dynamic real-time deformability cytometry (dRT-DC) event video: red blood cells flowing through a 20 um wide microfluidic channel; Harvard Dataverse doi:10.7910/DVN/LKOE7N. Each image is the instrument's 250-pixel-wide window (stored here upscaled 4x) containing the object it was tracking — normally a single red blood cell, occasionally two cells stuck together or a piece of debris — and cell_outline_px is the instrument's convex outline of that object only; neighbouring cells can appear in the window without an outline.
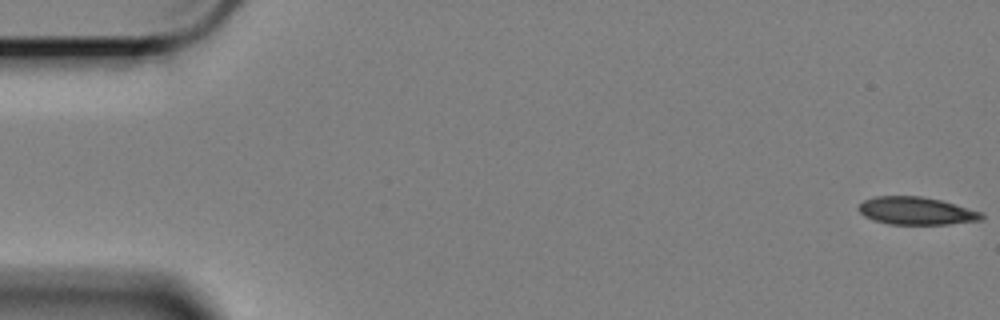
{"species": "Egyptian fruit bat (a non-hibernating species)", "species_latin": "Rousettus aegyptiacus", "temperature_condition": "cold", "stored_images_in_passage": 59, "camera_frame_rate_fps": 3000, "um_per_image_px": 0.085, "animal": {"sex": "female"}, "frame": {"image": 1, "passage_image": 1, "time_ms": 0.0, "image_size_px": [1000, 320], "cell_outline_px": [[984, 220], [948, 224], [888, 224], [872, 220], [864, 216], [856, 208], [864, 200], [876, 196], [920, 196], [940, 200], [984, 212]], "centroid_in_image_um": [77.9, 17.93], "position_along_channel_um": 7.1, "area_um2": 20.0}}
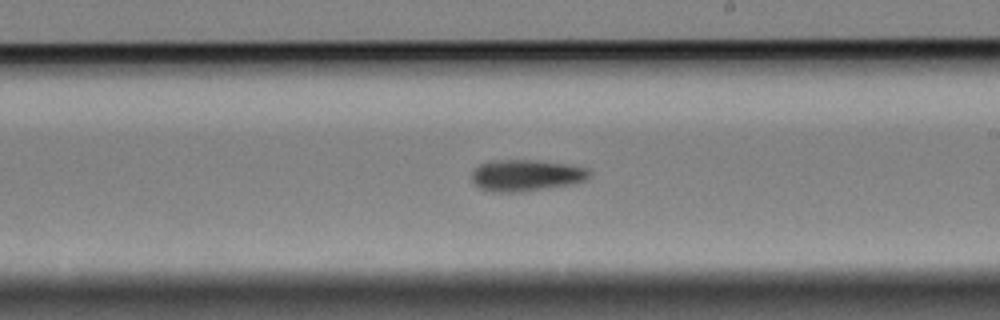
{"frame": {"image": 2, "passage_image": 34, "time_ms": 11.0, "image_size_px": [1000, 320], "cell_outline_px": [[592, 172], [584, 180], [572, 184], [520, 192], [492, 192], [480, 188], [472, 180], [472, 172], [480, 164], [492, 160], [536, 160], [568, 164], [588, 168]], "centroid_in_image_um": [44.72, 14.9], "position_along_channel_um": 244.3, "area_um2": 21.56}}
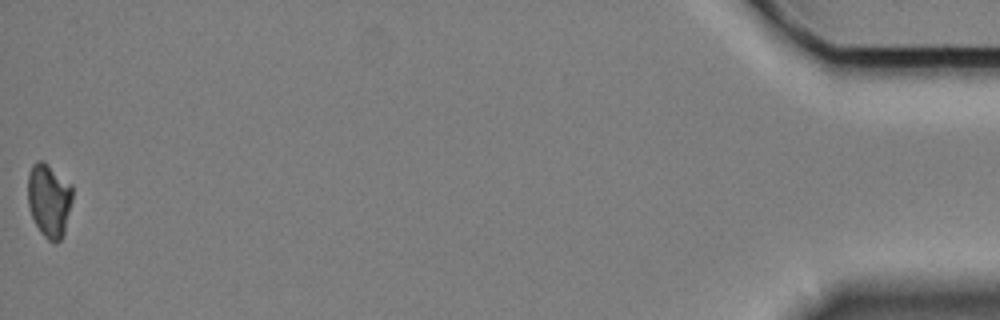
{"frame": {"image": 3, "passage_image": 59, "time_ms": 19.333, "image_size_px": [1000, 320], "cell_outline_px": [[72, 200], [64, 232], [60, 240], [56, 244], [48, 240], [40, 232], [32, 216], [28, 204], [28, 172], [32, 164], [36, 160], [44, 160], [72, 184]], "centroid_in_image_um": [4.17, 16.98], "position_along_channel_um": 431.0, "area_um2": 19.36}, "authors_computed_cell_mechanics": {"area_um2": 20.6924, "velocity_mm_per_s": 3.3861, "shape_relaxation_time_tau1_ms": 3.5148, "shape_relaxation_time_tau2_ms": null, "deformation_change_tau1": 0.1131, "deformation_change_tau2": null}}